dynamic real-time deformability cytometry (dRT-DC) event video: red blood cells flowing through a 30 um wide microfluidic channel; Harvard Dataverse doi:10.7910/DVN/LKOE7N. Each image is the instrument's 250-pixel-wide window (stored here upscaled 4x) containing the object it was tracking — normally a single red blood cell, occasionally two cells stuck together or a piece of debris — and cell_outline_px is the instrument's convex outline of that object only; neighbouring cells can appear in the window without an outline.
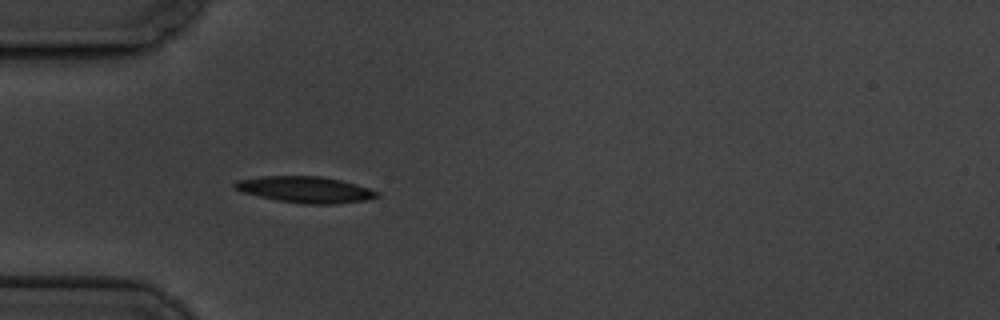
{"species": "common noctule bat (a hibernating species)", "species_latin": "Nyctalus noctula", "temperature_condition": "cold", "stored_images_in_passage": 6, "camera_frame_rate_fps": 3000, "um_per_image_px": 0.085, "animal": {"sex": "male", "body_mass_g": 19.5, "forearm_length_mm": 54.6}, "frame": {"image": 1, "passage_image": 6, "time_ms": 5.667, "image_size_px": [1000, 320], "cell_outline_px": [[380, 196], [368, 200], [332, 204], [304, 204], [276, 200], [244, 192], [236, 188], [232, 184], [236, 180], [260, 176], [320, 176], [340, 180], [356, 184], [380, 192]], "centroid_in_image_um": [25.98, 16.11], "position_along_channel_um": 59.0, "area_um2": 21.73}}